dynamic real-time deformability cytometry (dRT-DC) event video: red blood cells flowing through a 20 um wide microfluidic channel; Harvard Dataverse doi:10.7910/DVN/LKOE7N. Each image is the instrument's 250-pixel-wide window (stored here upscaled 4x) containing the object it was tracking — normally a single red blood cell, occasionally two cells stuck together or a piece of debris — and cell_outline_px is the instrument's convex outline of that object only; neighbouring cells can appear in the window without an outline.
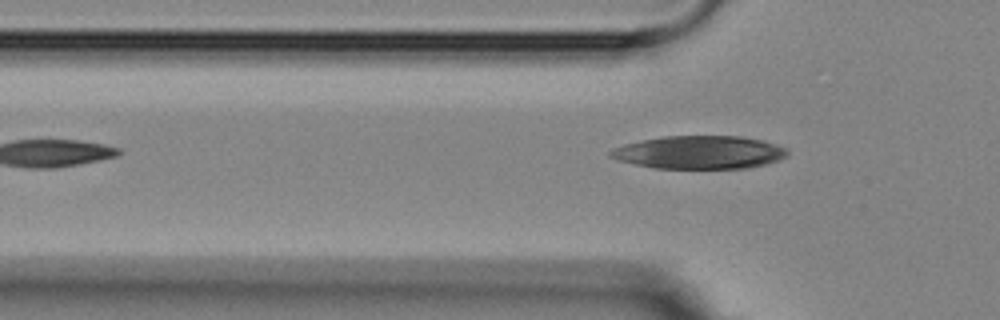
{"species": "Egyptian fruit bat (a non-hibernating species)", "species_latin": "Rousettus aegyptiacus", "temperature_condition": "room temperature", "stored_images_in_passage": 2, "camera_frame_rate_fps": 3000, "um_per_image_px": 0.085, "animal": {"sex": "female"}, "frame": {"image": 1, "passage_image": 2, "time_ms": 1.333, "image_size_px": [1000, 320], "cell_outline_px": [[788, 152], [780, 160], [748, 168], [652, 168], [616, 160], [608, 156], [608, 152], [612, 148], [624, 144], [664, 136], [740, 136], [764, 140], [776, 144], [784, 148]], "centroid_in_image_um": [59.41, 12.95], "position_along_channel_um": 66.4, "area_um2": 34.1}}